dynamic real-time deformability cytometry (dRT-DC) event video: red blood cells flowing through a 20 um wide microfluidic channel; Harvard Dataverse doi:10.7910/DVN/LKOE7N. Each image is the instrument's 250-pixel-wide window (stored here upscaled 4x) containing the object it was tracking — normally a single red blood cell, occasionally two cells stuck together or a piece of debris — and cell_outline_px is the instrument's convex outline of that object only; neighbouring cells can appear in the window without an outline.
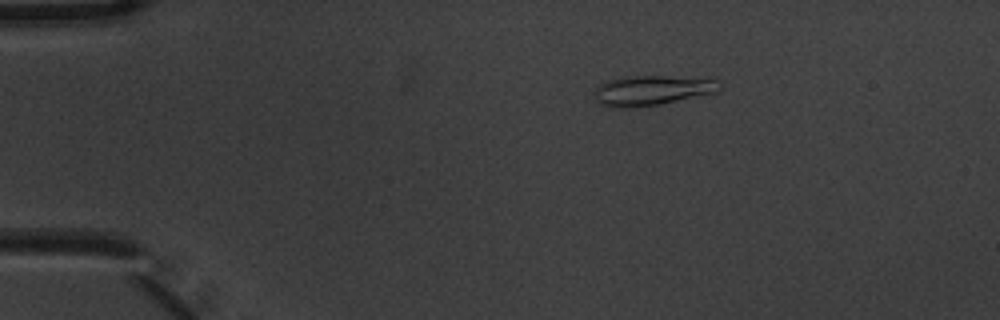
{"species": "common noctule bat (a hibernating species)", "species_latin": "Nyctalus noctula", "temperature_condition": "warm", "stored_images_in_passage": 4, "camera_frame_rate_fps": 3000, "um_per_image_px": 0.085, "animal": {"sex": "male", "body_mass_g": 20.1, "forearm_length_mm": 53.5}, "frame": {"image": 1, "passage_image": 2, "time_ms": 0.333, "image_size_px": [1000, 320], "cell_outline_px": [[724, 84], [720, 92], [660, 104], [632, 108], [616, 108], [600, 104], [596, 100], [596, 88], [600, 84], [608, 80], [624, 76], [664, 76], [720, 80]], "centroid_in_image_um": [55.48, 7.69], "position_along_channel_um": 29.5, "area_um2": 22.02}}